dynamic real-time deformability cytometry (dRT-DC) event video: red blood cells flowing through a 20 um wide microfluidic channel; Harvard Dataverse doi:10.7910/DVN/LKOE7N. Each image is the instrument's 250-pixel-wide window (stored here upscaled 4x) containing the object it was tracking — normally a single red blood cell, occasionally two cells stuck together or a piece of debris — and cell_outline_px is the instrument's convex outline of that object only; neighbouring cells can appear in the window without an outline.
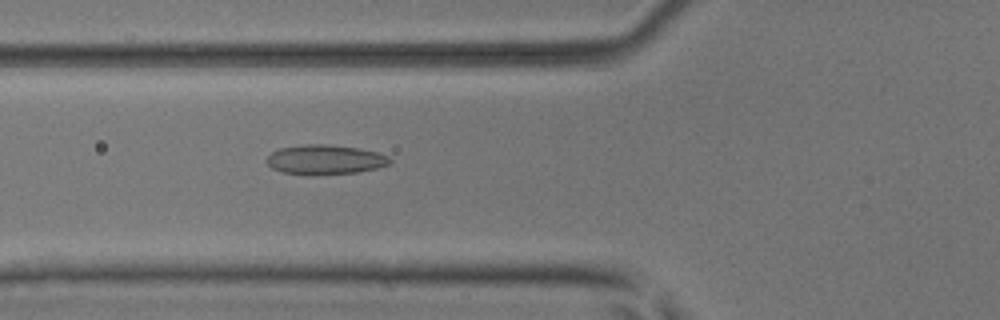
{"species": "common noctule bat (a hibernating species)", "species_latin": "Nyctalus noctula", "temperature_condition": "room temperature", "stored_images_in_passage": 38, "camera_frame_rate_fps": 3000, "um_per_image_px": 0.085, "animal": {"sex": "male", "body_mass_g": 17.9, "forearm_length_mm": 54.2}, "frame": {"image": 1, "passage_image": 6, "time_ms": 1.667, "image_size_px": [1000, 320], "cell_outline_px": [[392, 164], [376, 168], [356, 172], [312, 176], [284, 172], [272, 168], [264, 160], [272, 152], [280, 148], [308, 144], [324, 144], [360, 148], [380, 152], [388, 156], [392, 160]], "centroid_in_image_um": [27.66, 13.57], "position_along_channel_um": 98.1, "area_um2": 21.5}}
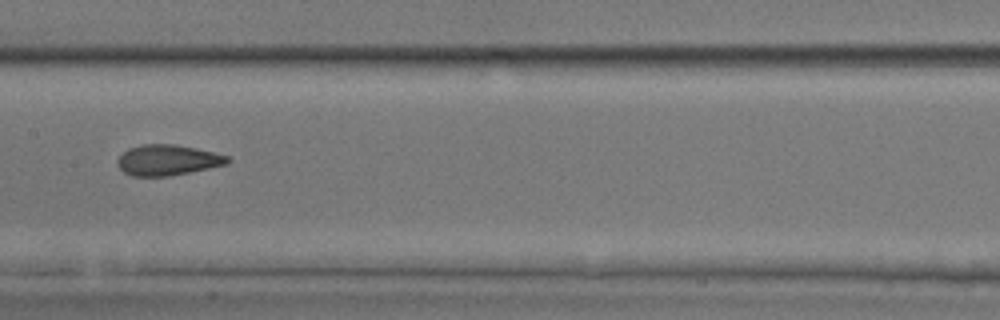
{"frame": {"image": 2, "passage_image": 13, "time_ms": 4.0, "image_size_px": [1000, 320], "cell_outline_px": [[232, 160], [228, 164], [168, 176], [132, 176], [124, 172], [116, 164], [116, 160], [128, 148], [144, 144], [172, 144], [196, 148], [228, 156]], "centroid_in_image_um": [14.23, 13.6], "position_along_channel_um": 193.2, "area_um2": 19.54}}
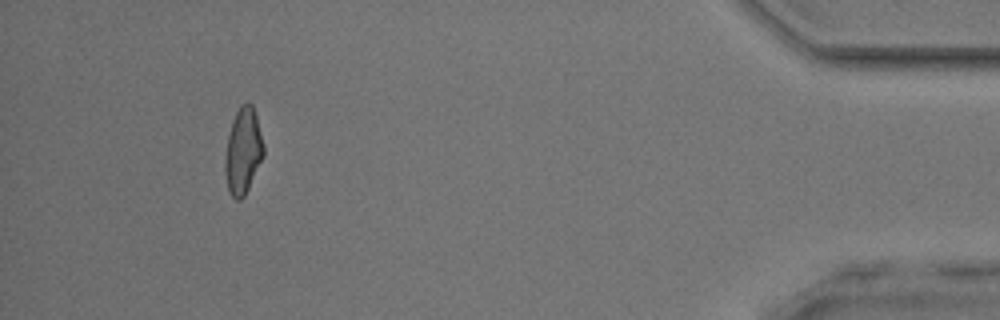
{"frame": {"image": 3, "passage_image": 34, "time_ms": 11.0, "image_size_px": [1000, 320], "cell_outline_px": [[264, 156], [244, 196], [240, 200], [236, 200], [232, 196], [228, 188], [224, 172], [224, 156], [228, 136], [232, 120], [240, 104], [248, 100], [252, 104], [256, 116], [264, 144]], "centroid_in_image_um": [20.65, 12.81], "position_along_channel_um": 414.5, "area_um2": 19.48}, "authors_computed_cell_mechanics": {"area_um2": 19.363, "velocity_mm_per_s": 4.0648, "shape_relaxation_time_tau1_ms": 7.9592, "shape_relaxation_time_tau2_ms": 1.3633, "deformation_change_tau1": 0.1691, "deformation_change_tau2": 0.0802}}